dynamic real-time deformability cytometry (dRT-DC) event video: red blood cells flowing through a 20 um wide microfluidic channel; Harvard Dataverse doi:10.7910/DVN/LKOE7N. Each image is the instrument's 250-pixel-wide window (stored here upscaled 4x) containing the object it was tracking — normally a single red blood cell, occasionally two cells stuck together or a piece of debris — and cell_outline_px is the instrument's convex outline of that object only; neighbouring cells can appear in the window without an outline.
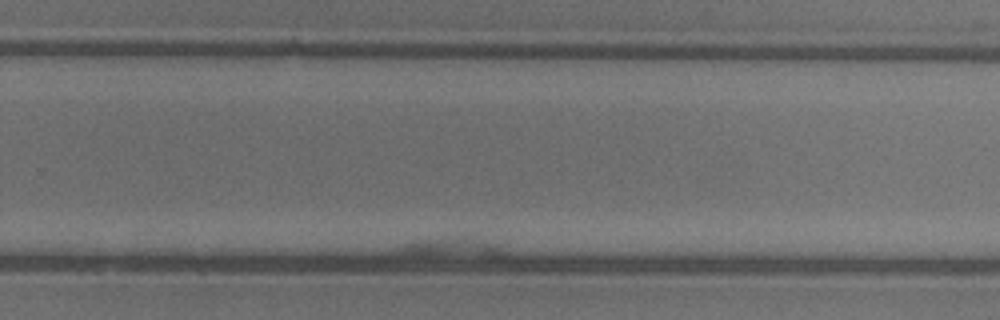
{"species": "common noctule bat (a hibernating species)", "species_latin": "Nyctalus noctula", "temperature_condition": "warm", "stored_images_in_passage": 49, "segment_of_instrument_passage": [2, 2], "camera_frame_rate_fps": 3000, "um_per_image_px": 0.085, "animal": {"sex": "female"}, "frame": {"image": 1, "passage_image": 35, "time_ms": 11.333, "image_size_px": [1000, 320], "cell_outline_px": [[504, 252], [496, 256], [492, 256], [396, 252], [396, 248], [400, 244], [412, 240], [440, 236], [464, 236], [488, 240], [500, 244]], "centroid_in_image_um": [38.42, 20.93], "position_along_channel_um": 291.4, "area_um2": 11.68}}
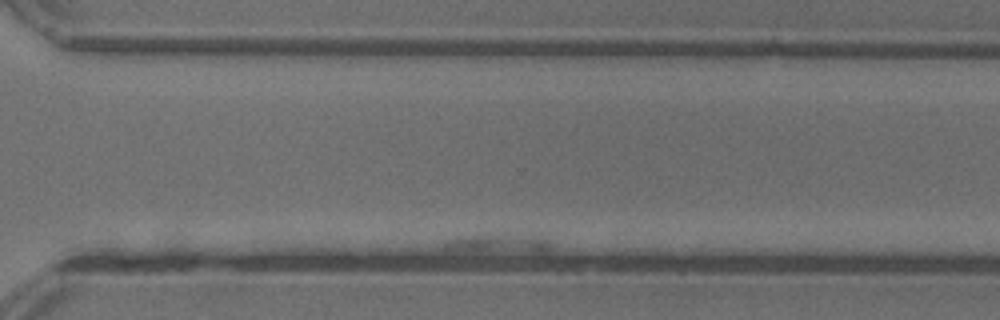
{"frame": {"image": 2, "passage_image": 42, "time_ms": 13.667, "image_size_px": [1000, 320], "cell_outline_px": [[548, 248], [544, 252], [536, 252], [444, 248], [444, 244], [448, 240], [460, 236], [504, 232], [536, 236], [548, 240]], "centroid_in_image_um": [42.45, 20.62], "position_along_channel_um": 328.2, "area_um2": 11.21}}
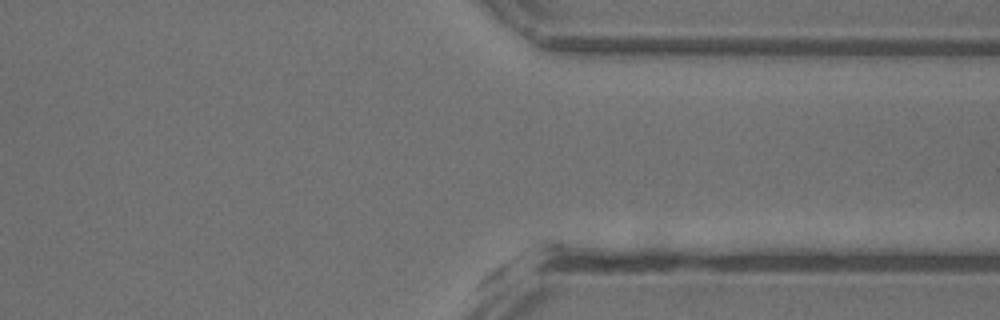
{"frame": {"image": 3, "passage_image": 49, "time_ms": 16.0, "image_size_px": [1000, 320], "cell_outline_px": [[568, 248], [564, 252], [484, 288], [476, 288], [476, 284], [480, 276], [484, 272], [496, 264], [516, 252], [524, 248], [544, 240], [560, 240], [568, 244]], "centroid_in_image_um": [44.35, 22.22], "position_along_channel_um": 367.1, "area_um2": 11.96}}